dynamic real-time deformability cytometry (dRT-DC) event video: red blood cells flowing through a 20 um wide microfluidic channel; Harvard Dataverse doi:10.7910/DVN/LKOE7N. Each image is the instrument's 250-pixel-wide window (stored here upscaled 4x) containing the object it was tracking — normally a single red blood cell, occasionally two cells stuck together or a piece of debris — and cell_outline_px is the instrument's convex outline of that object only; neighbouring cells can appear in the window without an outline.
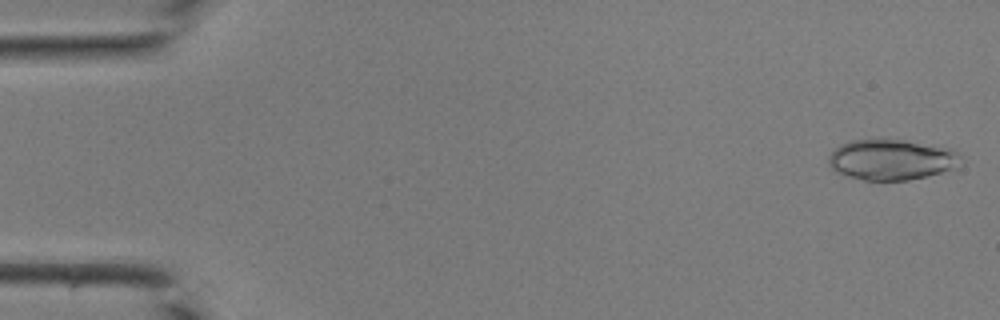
{"species": "common noctule bat (a hibernating species)", "species_latin": "Nyctalus noctula", "temperature_condition": "room temperature", "stored_images_in_passage": 18, "camera_frame_rate_fps": 3000, "um_per_image_px": 0.085, "animal": {"sex": "male", "body_mass_g": 19.0, "forearm_length_mm": 50.8}, "frame": {"image": 1, "passage_image": 1, "time_ms": 0.0, "image_size_px": [1000, 320], "cell_outline_px": [[960, 156], [956, 168], [908, 180], [864, 180], [848, 176], [832, 168], [828, 164], [828, 156], [840, 144], [852, 140], [904, 140], [952, 148]], "centroid_in_image_um": [75.76, 13.56], "position_along_channel_um": 9.2, "area_um2": 30.87}}